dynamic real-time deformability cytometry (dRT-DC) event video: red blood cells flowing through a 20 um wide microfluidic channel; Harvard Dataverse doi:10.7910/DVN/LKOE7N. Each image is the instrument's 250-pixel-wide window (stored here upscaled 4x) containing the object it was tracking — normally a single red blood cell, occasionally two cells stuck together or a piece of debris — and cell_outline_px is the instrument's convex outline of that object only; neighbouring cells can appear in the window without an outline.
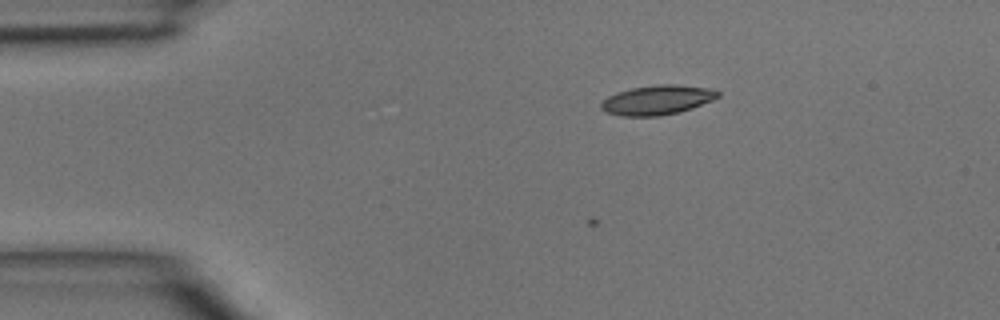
{"species": "common noctule bat (a hibernating species)", "species_latin": "Nyctalus noctula", "temperature_condition": "room temperature", "stored_images_in_passage": 4, "camera_frame_rate_fps": 3000, "um_per_image_px": 0.085, "animal": {"sex": "male", "body_mass_g": 15.6}, "frame": {"image": 1, "passage_image": 4, "time_ms": 1.0, "image_size_px": [1000, 320], "cell_outline_px": [[720, 96], [712, 100], [692, 108], [680, 112], [660, 116], [620, 116], [608, 112], [600, 108], [600, 104], [608, 96], [616, 92], [632, 88], [656, 84], [676, 84], [712, 88], [720, 92]], "centroid_in_image_um": [55.89, 8.49], "position_along_channel_um": 29.1, "area_um2": 20.23}}